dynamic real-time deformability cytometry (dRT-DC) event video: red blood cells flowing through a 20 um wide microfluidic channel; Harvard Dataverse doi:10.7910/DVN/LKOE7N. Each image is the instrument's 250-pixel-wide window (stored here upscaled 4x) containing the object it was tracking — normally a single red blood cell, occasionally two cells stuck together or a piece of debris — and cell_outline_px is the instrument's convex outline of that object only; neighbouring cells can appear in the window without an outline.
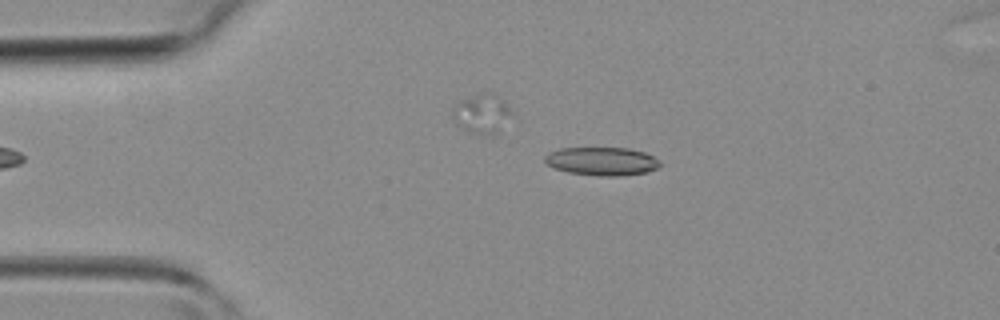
{"species": "common noctule bat (a hibernating species)", "species_latin": "Nyctalus noctula", "temperature_condition": "room temperature", "stored_images_in_passage": 37, "camera_frame_rate_fps": 3000, "um_per_image_px": 0.085, "animal": {"sex": "female", "body_mass_g": 19.3, "forearm_length_mm": 54.1}, "frame": {"image": 1, "passage_image": 8, "time_ms": 2.333, "image_size_px": [1000, 320], "cell_outline_px": [[660, 164], [656, 168], [648, 172], [620, 176], [600, 176], [568, 172], [556, 168], [548, 164], [544, 160], [544, 156], [548, 152], [560, 148], [628, 148], [644, 152], [660, 160]], "centroid_in_image_um": [51.16, 13.7], "position_along_channel_um": 33.8, "area_um2": 18.96}}
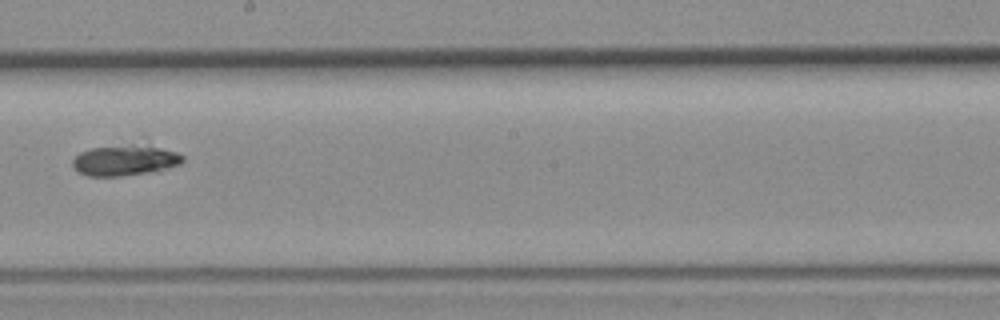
{"frame": {"image": 2, "passage_image": 23, "time_ms": 7.333, "image_size_px": [1000, 320], "cell_outline_px": [[184, 160], [180, 164], [156, 172], [120, 176], [88, 176], [76, 172], [72, 168], [72, 160], [80, 152], [92, 148], [144, 136], [184, 156]], "centroid_in_image_um": [10.73, 13.49], "position_along_channel_um": 237.5, "area_um2": 22.2}}
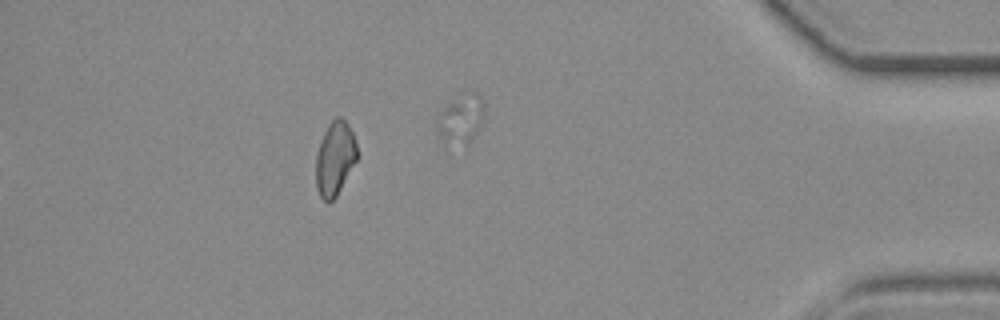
{"frame": {"image": 3, "passage_image": 37, "time_ms": 12.0, "image_size_px": [1000, 320], "cell_outline_px": [[356, 160], [336, 196], [328, 204], [320, 196], [316, 188], [316, 152], [324, 132], [332, 120], [336, 116], [340, 116], [348, 124], [356, 140]], "centroid_in_image_um": [28.45, 13.46], "position_along_channel_um": 406.8, "area_um2": 17.57}}